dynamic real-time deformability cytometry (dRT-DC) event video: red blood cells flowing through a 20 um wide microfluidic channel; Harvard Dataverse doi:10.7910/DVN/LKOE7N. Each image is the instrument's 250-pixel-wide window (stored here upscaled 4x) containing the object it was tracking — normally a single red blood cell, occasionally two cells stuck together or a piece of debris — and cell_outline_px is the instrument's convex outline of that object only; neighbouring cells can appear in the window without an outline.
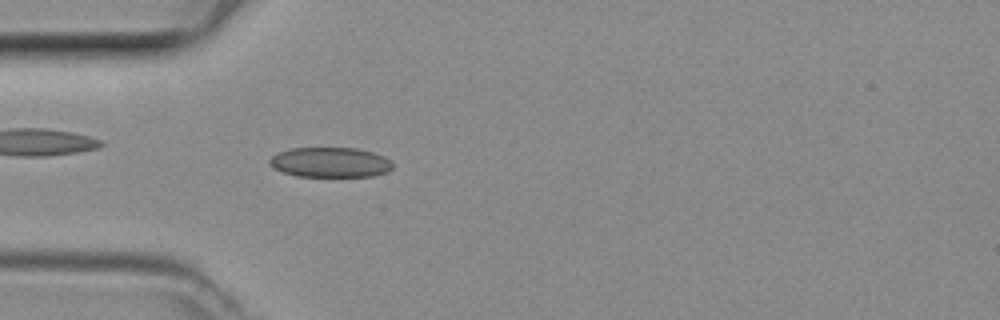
{"species": "common noctule bat (a hibernating species)", "species_latin": "Nyctalus noctula", "temperature_condition": "room temperature", "stored_images_in_passage": 39, "camera_frame_rate_fps": 3000, "um_per_image_px": 0.085, "animal": {"sex": "female", "body_mass_g": 29.2, "forearm_length_mm": 56.3}, "frame": {"image": 1, "passage_image": 7, "time_ms": 2.0, "image_size_px": [1000, 320], "cell_outline_px": [[392, 168], [388, 172], [372, 176], [296, 176], [272, 168], [268, 164], [268, 160], [272, 156], [280, 152], [292, 148], [356, 148], [372, 152], [384, 156], [392, 164]], "centroid_in_image_um": [28.05, 13.8], "position_along_channel_um": 57.0, "area_um2": 21.44}}
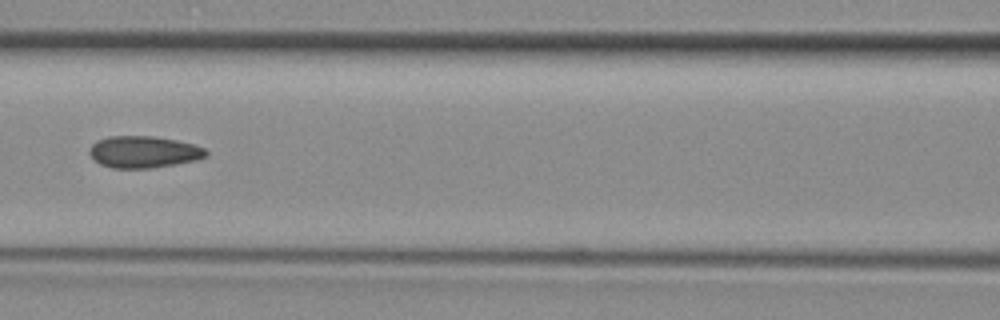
{"frame": {"image": 2, "passage_image": 14, "time_ms": 4.333, "image_size_px": [1000, 320], "cell_outline_px": [[208, 156], [196, 160], [176, 164], [152, 168], [112, 168], [100, 164], [88, 152], [92, 144], [96, 140], [108, 136], [152, 136], [176, 140], [192, 144], [204, 148], [208, 152]], "centroid_in_image_um": [12.21, 12.91], "position_along_channel_um": 154.4, "area_um2": 21.62}}
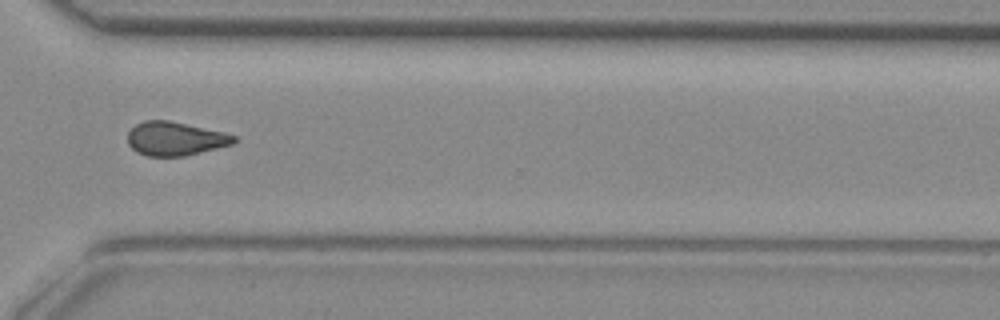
{"frame": {"image": 3, "passage_image": 28, "time_ms": 9.0, "image_size_px": [1000, 320], "cell_outline_px": [[236, 140], [232, 144], [184, 156], [148, 156], [136, 152], [128, 144], [128, 132], [136, 124], [144, 120], [168, 120], [224, 132], [236, 136]], "centroid_in_image_um": [14.86, 11.78], "position_along_channel_um": 355.7, "area_um2": 20.75}}